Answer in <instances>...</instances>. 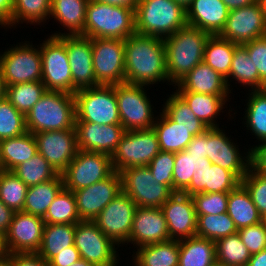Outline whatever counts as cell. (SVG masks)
<instances>
[{
	"label": "cell",
	"mask_w": 266,
	"mask_h": 266,
	"mask_svg": "<svg viewBox=\"0 0 266 266\" xmlns=\"http://www.w3.org/2000/svg\"><path fill=\"white\" fill-rule=\"evenodd\" d=\"M125 82L150 85L169 81L164 39L134 33L124 40Z\"/></svg>",
	"instance_id": "1"
},
{
	"label": "cell",
	"mask_w": 266,
	"mask_h": 266,
	"mask_svg": "<svg viewBox=\"0 0 266 266\" xmlns=\"http://www.w3.org/2000/svg\"><path fill=\"white\" fill-rule=\"evenodd\" d=\"M210 34L186 25L164 39L169 82L177 84L204 59V47Z\"/></svg>",
	"instance_id": "2"
},
{
	"label": "cell",
	"mask_w": 266,
	"mask_h": 266,
	"mask_svg": "<svg viewBox=\"0 0 266 266\" xmlns=\"http://www.w3.org/2000/svg\"><path fill=\"white\" fill-rule=\"evenodd\" d=\"M76 102L73 94L48 91L25 115L26 129L36 134L44 131L75 129Z\"/></svg>",
	"instance_id": "3"
},
{
	"label": "cell",
	"mask_w": 266,
	"mask_h": 266,
	"mask_svg": "<svg viewBox=\"0 0 266 266\" xmlns=\"http://www.w3.org/2000/svg\"><path fill=\"white\" fill-rule=\"evenodd\" d=\"M186 25V9L174 0H139L135 8L138 34L165 39Z\"/></svg>",
	"instance_id": "4"
},
{
	"label": "cell",
	"mask_w": 266,
	"mask_h": 266,
	"mask_svg": "<svg viewBox=\"0 0 266 266\" xmlns=\"http://www.w3.org/2000/svg\"><path fill=\"white\" fill-rule=\"evenodd\" d=\"M135 30V9L89 0L84 36L125 40Z\"/></svg>",
	"instance_id": "5"
},
{
	"label": "cell",
	"mask_w": 266,
	"mask_h": 266,
	"mask_svg": "<svg viewBox=\"0 0 266 266\" xmlns=\"http://www.w3.org/2000/svg\"><path fill=\"white\" fill-rule=\"evenodd\" d=\"M76 121L121 125L114 85H98L75 92Z\"/></svg>",
	"instance_id": "6"
},
{
	"label": "cell",
	"mask_w": 266,
	"mask_h": 266,
	"mask_svg": "<svg viewBox=\"0 0 266 266\" xmlns=\"http://www.w3.org/2000/svg\"><path fill=\"white\" fill-rule=\"evenodd\" d=\"M40 47L42 83L48 91L73 94V78L66 50V35L55 33Z\"/></svg>",
	"instance_id": "7"
},
{
	"label": "cell",
	"mask_w": 266,
	"mask_h": 266,
	"mask_svg": "<svg viewBox=\"0 0 266 266\" xmlns=\"http://www.w3.org/2000/svg\"><path fill=\"white\" fill-rule=\"evenodd\" d=\"M122 192L127 194L137 207L161 208L175 193L168 185L159 183L148 166L131 167L119 172Z\"/></svg>",
	"instance_id": "8"
},
{
	"label": "cell",
	"mask_w": 266,
	"mask_h": 266,
	"mask_svg": "<svg viewBox=\"0 0 266 266\" xmlns=\"http://www.w3.org/2000/svg\"><path fill=\"white\" fill-rule=\"evenodd\" d=\"M160 151L153 128L126 131L111 156L113 169L120 172L131 167L147 166Z\"/></svg>",
	"instance_id": "9"
},
{
	"label": "cell",
	"mask_w": 266,
	"mask_h": 266,
	"mask_svg": "<svg viewBox=\"0 0 266 266\" xmlns=\"http://www.w3.org/2000/svg\"><path fill=\"white\" fill-rule=\"evenodd\" d=\"M113 172L110 155L78 149L61 175L64 188L74 192L108 178Z\"/></svg>",
	"instance_id": "10"
},
{
	"label": "cell",
	"mask_w": 266,
	"mask_h": 266,
	"mask_svg": "<svg viewBox=\"0 0 266 266\" xmlns=\"http://www.w3.org/2000/svg\"><path fill=\"white\" fill-rule=\"evenodd\" d=\"M143 86L126 82L114 85L120 121L125 131L150 129L155 123Z\"/></svg>",
	"instance_id": "11"
},
{
	"label": "cell",
	"mask_w": 266,
	"mask_h": 266,
	"mask_svg": "<svg viewBox=\"0 0 266 266\" xmlns=\"http://www.w3.org/2000/svg\"><path fill=\"white\" fill-rule=\"evenodd\" d=\"M92 59L98 85H116L125 82L124 40L92 38Z\"/></svg>",
	"instance_id": "12"
},
{
	"label": "cell",
	"mask_w": 266,
	"mask_h": 266,
	"mask_svg": "<svg viewBox=\"0 0 266 266\" xmlns=\"http://www.w3.org/2000/svg\"><path fill=\"white\" fill-rule=\"evenodd\" d=\"M0 68L6 86L42 80V58L39 48L24 43L0 55Z\"/></svg>",
	"instance_id": "13"
},
{
	"label": "cell",
	"mask_w": 266,
	"mask_h": 266,
	"mask_svg": "<svg viewBox=\"0 0 266 266\" xmlns=\"http://www.w3.org/2000/svg\"><path fill=\"white\" fill-rule=\"evenodd\" d=\"M74 245L81 258L96 266H116L115 243L108 238L94 221L76 223Z\"/></svg>",
	"instance_id": "14"
},
{
	"label": "cell",
	"mask_w": 266,
	"mask_h": 266,
	"mask_svg": "<svg viewBox=\"0 0 266 266\" xmlns=\"http://www.w3.org/2000/svg\"><path fill=\"white\" fill-rule=\"evenodd\" d=\"M137 205L124 192L118 194L93 220L115 244L129 241Z\"/></svg>",
	"instance_id": "15"
},
{
	"label": "cell",
	"mask_w": 266,
	"mask_h": 266,
	"mask_svg": "<svg viewBox=\"0 0 266 266\" xmlns=\"http://www.w3.org/2000/svg\"><path fill=\"white\" fill-rule=\"evenodd\" d=\"M219 36L238 45L265 37L266 17L259 1L229 11L226 24Z\"/></svg>",
	"instance_id": "16"
},
{
	"label": "cell",
	"mask_w": 266,
	"mask_h": 266,
	"mask_svg": "<svg viewBox=\"0 0 266 266\" xmlns=\"http://www.w3.org/2000/svg\"><path fill=\"white\" fill-rule=\"evenodd\" d=\"M45 221L42 217L23 211L15 212L6 235L3 237L5 254L38 252Z\"/></svg>",
	"instance_id": "17"
},
{
	"label": "cell",
	"mask_w": 266,
	"mask_h": 266,
	"mask_svg": "<svg viewBox=\"0 0 266 266\" xmlns=\"http://www.w3.org/2000/svg\"><path fill=\"white\" fill-rule=\"evenodd\" d=\"M122 192L121 177L114 171L108 178L73 192L81 220L93 221Z\"/></svg>",
	"instance_id": "18"
},
{
	"label": "cell",
	"mask_w": 266,
	"mask_h": 266,
	"mask_svg": "<svg viewBox=\"0 0 266 266\" xmlns=\"http://www.w3.org/2000/svg\"><path fill=\"white\" fill-rule=\"evenodd\" d=\"M40 153L61 174L77 153L75 129L44 131L33 134Z\"/></svg>",
	"instance_id": "19"
},
{
	"label": "cell",
	"mask_w": 266,
	"mask_h": 266,
	"mask_svg": "<svg viewBox=\"0 0 266 266\" xmlns=\"http://www.w3.org/2000/svg\"><path fill=\"white\" fill-rule=\"evenodd\" d=\"M225 135L218 127L206 130V157L212 164L233 172L242 180L251 167V151L246 154L247 160L244 157L242 159L239 148Z\"/></svg>",
	"instance_id": "20"
},
{
	"label": "cell",
	"mask_w": 266,
	"mask_h": 266,
	"mask_svg": "<svg viewBox=\"0 0 266 266\" xmlns=\"http://www.w3.org/2000/svg\"><path fill=\"white\" fill-rule=\"evenodd\" d=\"M161 209L167 222L170 239L179 241L196 235L197 214L192 196L175 192Z\"/></svg>",
	"instance_id": "21"
},
{
	"label": "cell",
	"mask_w": 266,
	"mask_h": 266,
	"mask_svg": "<svg viewBox=\"0 0 266 266\" xmlns=\"http://www.w3.org/2000/svg\"><path fill=\"white\" fill-rule=\"evenodd\" d=\"M66 50L73 78V95L79 89L98 86L93 70L92 38L66 35Z\"/></svg>",
	"instance_id": "22"
},
{
	"label": "cell",
	"mask_w": 266,
	"mask_h": 266,
	"mask_svg": "<svg viewBox=\"0 0 266 266\" xmlns=\"http://www.w3.org/2000/svg\"><path fill=\"white\" fill-rule=\"evenodd\" d=\"M75 130L79 150L110 156L126 132L122 125H98L92 122H75Z\"/></svg>",
	"instance_id": "23"
},
{
	"label": "cell",
	"mask_w": 266,
	"mask_h": 266,
	"mask_svg": "<svg viewBox=\"0 0 266 266\" xmlns=\"http://www.w3.org/2000/svg\"><path fill=\"white\" fill-rule=\"evenodd\" d=\"M170 240L169 230L161 208L137 207L129 242L141 247Z\"/></svg>",
	"instance_id": "24"
},
{
	"label": "cell",
	"mask_w": 266,
	"mask_h": 266,
	"mask_svg": "<svg viewBox=\"0 0 266 266\" xmlns=\"http://www.w3.org/2000/svg\"><path fill=\"white\" fill-rule=\"evenodd\" d=\"M229 10L222 0H192L186 8L187 25L210 35H219L228 18Z\"/></svg>",
	"instance_id": "25"
},
{
	"label": "cell",
	"mask_w": 266,
	"mask_h": 266,
	"mask_svg": "<svg viewBox=\"0 0 266 266\" xmlns=\"http://www.w3.org/2000/svg\"><path fill=\"white\" fill-rule=\"evenodd\" d=\"M240 184L241 180L233 172L211 164L195 171L190 185L182 193L190 196L197 193H229Z\"/></svg>",
	"instance_id": "26"
},
{
	"label": "cell",
	"mask_w": 266,
	"mask_h": 266,
	"mask_svg": "<svg viewBox=\"0 0 266 266\" xmlns=\"http://www.w3.org/2000/svg\"><path fill=\"white\" fill-rule=\"evenodd\" d=\"M176 85L178 86L176 92H194L212 95H228L230 93L225 78L203 61Z\"/></svg>",
	"instance_id": "27"
},
{
	"label": "cell",
	"mask_w": 266,
	"mask_h": 266,
	"mask_svg": "<svg viewBox=\"0 0 266 266\" xmlns=\"http://www.w3.org/2000/svg\"><path fill=\"white\" fill-rule=\"evenodd\" d=\"M38 153L33 133L24 134L0 141V170L12 171L16 166Z\"/></svg>",
	"instance_id": "28"
},
{
	"label": "cell",
	"mask_w": 266,
	"mask_h": 266,
	"mask_svg": "<svg viewBox=\"0 0 266 266\" xmlns=\"http://www.w3.org/2000/svg\"><path fill=\"white\" fill-rule=\"evenodd\" d=\"M161 119L155 121L154 129L159 142L160 150L167 152H180L187 148V145L194 138V128H184L174 122L164 111Z\"/></svg>",
	"instance_id": "29"
},
{
	"label": "cell",
	"mask_w": 266,
	"mask_h": 266,
	"mask_svg": "<svg viewBox=\"0 0 266 266\" xmlns=\"http://www.w3.org/2000/svg\"><path fill=\"white\" fill-rule=\"evenodd\" d=\"M216 244L197 235L179 240L178 266H215Z\"/></svg>",
	"instance_id": "30"
},
{
	"label": "cell",
	"mask_w": 266,
	"mask_h": 266,
	"mask_svg": "<svg viewBox=\"0 0 266 266\" xmlns=\"http://www.w3.org/2000/svg\"><path fill=\"white\" fill-rule=\"evenodd\" d=\"M227 214L239 230L262 221V217L254 205L250 193L240 184L229 192Z\"/></svg>",
	"instance_id": "31"
},
{
	"label": "cell",
	"mask_w": 266,
	"mask_h": 266,
	"mask_svg": "<svg viewBox=\"0 0 266 266\" xmlns=\"http://www.w3.org/2000/svg\"><path fill=\"white\" fill-rule=\"evenodd\" d=\"M89 0H51L50 15L67 27L70 33L84 35L86 7Z\"/></svg>",
	"instance_id": "32"
},
{
	"label": "cell",
	"mask_w": 266,
	"mask_h": 266,
	"mask_svg": "<svg viewBox=\"0 0 266 266\" xmlns=\"http://www.w3.org/2000/svg\"><path fill=\"white\" fill-rule=\"evenodd\" d=\"M64 187L63 178L58 174L54 179L29 186L25 197L23 212L44 217L48 207Z\"/></svg>",
	"instance_id": "33"
},
{
	"label": "cell",
	"mask_w": 266,
	"mask_h": 266,
	"mask_svg": "<svg viewBox=\"0 0 266 266\" xmlns=\"http://www.w3.org/2000/svg\"><path fill=\"white\" fill-rule=\"evenodd\" d=\"M133 258L136 266H178L179 241L170 239L141 246Z\"/></svg>",
	"instance_id": "34"
},
{
	"label": "cell",
	"mask_w": 266,
	"mask_h": 266,
	"mask_svg": "<svg viewBox=\"0 0 266 266\" xmlns=\"http://www.w3.org/2000/svg\"><path fill=\"white\" fill-rule=\"evenodd\" d=\"M76 224H47L45 223L43 236L38 254L49 262L56 254L74 245Z\"/></svg>",
	"instance_id": "35"
},
{
	"label": "cell",
	"mask_w": 266,
	"mask_h": 266,
	"mask_svg": "<svg viewBox=\"0 0 266 266\" xmlns=\"http://www.w3.org/2000/svg\"><path fill=\"white\" fill-rule=\"evenodd\" d=\"M176 93L186 102L196 117L208 128H217L218 125L215 124L214 120L223 109V106L227 101V95H212L194 92Z\"/></svg>",
	"instance_id": "36"
},
{
	"label": "cell",
	"mask_w": 266,
	"mask_h": 266,
	"mask_svg": "<svg viewBox=\"0 0 266 266\" xmlns=\"http://www.w3.org/2000/svg\"><path fill=\"white\" fill-rule=\"evenodd\" d=\"M237 45L219 35H210L204 47L203 62L226 79L229 76L234 49Z\"/></svg>",
	"instance_id": "37"
},
{
	"label": "cell",
	"mask_w": 266,
	"mask_h": 266,
	"mask_svg": "<svg viewBox=\"0 0 266 266\" xmlns=\"http://www.w3.org/2000/svg\"><path fill=\"white\" fill-rule=\"evenodd\" d=\"M234 78L243 86H251L252 91L266 89V83L259 77L258 70L249 58L247 49L243 45H237L234 49L229 76L225 79L229 89V77ZM254 87V88H253Z\"/></svg>",
	"instance_id": "38"
},
{
	"label": "cell",
	"mask_w": 266,
	"mask_h": 266,
	"mask_svg": "<svg viewBox=\"0 0 266 266\" xmlns=\"http://www.w3.org/2000/svg\"><path fill=\"white\" fill-rule=\"evenodd\" d=\"M43 220L47 224H76L81 221L73 192L63 187L48 207Z\"/></svg>",
	"instance_id": "39"
},
{
	"label": "cell",
	"mask_w": 266,
	"mask_h": 266,
	"mask_svg": "<svg viewBox=\"0 0 266 266\" xmlns=\"http://www.w3.org/2000/svg\"><path fill=\"white\" fill-rule=\"evenodd\" d=\"M215 244L217 265L247 266L251 253L243 244L238 232L220 238Z\"/></svg>",
	"instance_id": "40"
},
{
	"label": "cell",
	"mask_w": 266,
	"mask_h": 266,
	"mask_svg": "<svg viewBox=\"0 0 266 266\" xmlns=\"http://www.w3.org/2000/svg\"><path fill=\"white\" fill-rule=\"evenodd\" d=\"M211 161L201 156L190 155L186 150L175 153L173 171V191L183 192L192 180L195 171L202 166H211Z\"/></svg>",
	"instance_id": "41"
},
{
	"label": "cell",
	"mask_w": 266,
	"mask_h": 266,
	"mask_svg": "<svg viewBox=\"0 0 266 266\" xmlns=\"http://www.w3.org/2000/svg\"><path fill=\"white\" fill-rule=\"evenodd\" d=\"M11 172L19 177L28 187L47 182L58 175L40 153L16 166Z\"/></svg>",
	"instance_id": "42"
},
{
	"label": "cell",
	"mask_w": 266,
	"mask_h": 266,
	"mask_svg": "<svg viewBox=\"0 0 266 266\" xmlns=\"http://www.w3.org/2000/svg\"><path fill=\"white\" fill-rule=\"evenodd\" d=\"M45 92L46 87L42 81L6 86V98L24 115L32 109Z\"/></svg>",
	"instance_id": "43"
},
{
	"label": "cell",
	"mask_w": 266,
	"mask_h": 266,
	"mask_svg": "<svg viewBox=\"0 0 266 266\" xmlns=\"http://www.w3.org/2000/svg\"><path fill=\"white\" fill-rule=\"evenodd\" d=\"M234 221L226 213L197 215L196 235L216 242L220 238L237 233Z\"/></svg>",
	"instance_id": "44"
},
{
	"label": "cell",
	"mask_w": 266,
	"mask_h": 266,
	"mask_svg": "<svg viewBox=\"0 0 266 266\" xmlns=\"http://www.w3.org/2000/svg\"><path fill=\"white\" fill-rule=\"evenodd\" d=\"M28 186L13 172L0 170V200L14 212L23 211Z\"/></svg>",
	"instance_id": "45"
},
{
	"label": "cell",
	"mask_w": 266,
	"mask_h": 266,
	"mask_svg": "<svg viewBox=\"0 0 266 266\" xmlns=\"http://www.w3.org/2000/svg\"><path fill=\"white\" fill-rule=\"evenodd\" d=\"M163 111L180 126L194 128V136L202 134L208 129L176 92L166 100Z\"/></svg>",
	"instance_id": "46"
},
{
	"label": "cell",
	"mask_w": 266,
	"mask_h": 266,
	"mask_svg": "<svg viewBox=\"0 0 266 266\" xmlns=\"http://www.w3.org/2000/svg\"><path fill=\"white\" fill-rule=\"evenodd\" d=\"M251 93L245 111L246 125L263 142L266 140V89Z\"/></svg>",
	"instance_id": "47"
},
{
	"label": "cell",
	"mask_w": 266,
	"mask_h": 266,
	"mask_svg": "<svg viewBox=\"0 0 266 266\" xmlns=\"http://www.w3.org/2000/svg\"><path fill=\"white\" fill-rule=\"evenodd\" d=\"M27 132L25 115L7 99L0 100V141Z\"/></svg>",
	"instance_id": "48"
},
{
	"label": "cell",
	"mask_w": 266,
	"mask_h": 266,
	"mask_svg": "<svg viewBox=\"0 0 266 266\" xmlns=\"http://www.w3.org/2000/svg\"><path fill=\"white\" fill-rule=\"evenodd\" d=\"M51 0H14L12 25L22 20L41 23L50 17Z\"/></svg>",
	"instance_id": "49"
},
{
	"label": "cell",
	"mask_w": 266,
	"mask_h": 266,
	"mask_svg": "<svg viewBox=\"0 0 266 266\" xmlns=\"http://www.w3.org/2000/svg\"><path fill=\"white\" fill-rule=\"evenodd\" d=\"M229 193H197L192 196L197 215H216L227 212Z\"/></svg>",
	"instance_id": "50"
},
{
	"label": "cell",
	"mask_w": 266,
	"mask_h": 266,
	"mask_svg": "<svg viewBox=\"0 0 266 266\" xmlns=\"http://www.w3.org/2000/svg\"><path fill=\"white\" fill-rule=\"evenodd\" d=\"M241 184L250 193L254 205L262 215L266 211V177L250 167Z\"/></svg>",
	"instance_id": "51"
},
{
	"label": "cell",
	"mask_w": 266,
	"mask_h": 266,
	"mask_svg": "<svg viewBox=\"0 0 266 266\" xmlns=\"http://www.w3.org/2000/svg\"><path fill=\"white\" fill-rule=\"evenodd\" d=\"M174 161L175 153L160 151L147 165L152 172L153 177H156L159 180V183L168 185L172 190Z\"/></svg>",
	"instance_id": "52"
},
{
	"label": "cell",
	"mask_w": 266,
	"mask_h": 266,
	"mask_svg": "<svg viewBox=\"0 0 266 266\" xmlns=\"http://www.w3.org/2000/svg\"><path fill=\"white\" fill-rule=\"evenodd\" d=\"M238 234L251 255L266 249V224L262 221L239 229Z\"/></svg>",
	"instance_id": "53"
},
{
	"label": "cell",
	"mask_w": 266,
	"mask_h": 266,
	"mask_svg": "<svg viewBox=\"0 0 266 266\" xmlns=\"http://www.w3.org/2000/svg\"><path fill=\"white\" fill-rule=\"evenodd\" d=\"M256 66L259 77L266 83V36L242 44Z\"/></svg>",
	"instance_id": "54"
},
{
	"label": "cell",
	"mask_w": 266,
	"mask_h": 266,
	"mask_svg": "<svg viewBox=\"0 0 266 266\" xmlns=\"http://www.w3.org/2000/svg\"><path fill=\"white\" fill-rule=\"evenodd\" d=\"M12 266H50L37 252L8 254Z\"/></svg>",
	"instance_id": "55"
},
{
	"label": "cell",
	"mask_w": 266,
	"mask_h": 266,
	"mask_svg": "<svg viewBox=\"0 0 266 266\" xmlns=\"http://www.w3.org/2000/svg\"><path fill=\"white\" fill-rule=\"evenodd\" d=\"M81 259L80 253L75 245L66 247V250L56 254L50 261V266H70Z\"/></svg>",
	"instance_id": "56"
},
{
	"label": "cell",
	"mask_w": 266,
	"mask_h": 266,
	"mask_svg": "<svg viewBox=\"0 0 266 266\" xmlns=\"http://www.w3.org/2000/svg\"><path fill=\"white\" fill-rule=\"evenodd\" d=\"M251 167L266 177V140L251 148Z\"/></svg>",
	"instance_id": "57"
},
{
	"label": "cell",
	"mask_w": 266,
	"mask_h": 266,
	"mask_svg": "<svg viewBox=\"0 0 266 266\" xmlns=\"http://www.w3.org/2000/svg\"><path fill=\"white\" fill-rule=\"evenodd\" d=\"M185 150L190 155L201 156V158L206 157V131L194 136Z\"/></svg>",
	"instance_id": "58"
},
{
	"label": "cell",
	"mask_w": 266,
	"mask_h": 266,
	"mask_svg": "<svg viewBox=\"0 0 266 266\" xmlns=\"http://www.w3.org/2000/svg\"><path fill=\"white\" fill-rule=\"evenodd\" d=\"M14 211L0 200V236L3 238L12 222Z\"/></svg>",
	"instance_id": "59"
},
{
	"label": "cell",
	"mask_w": 266,
	"mask_h": 266,
	"mask_svg": "<svg viewBox=\"0 0 266 266\" xmlns=\"http://www.w3.org/2000/svg\"><path fill=\"white\" fill-rule=\"evenodd\" d=\"M14 0H0V25L12 26Z\"/></svg>",
	"instance_id": "60"
},
{
	"label": "cell",
	"mask_w": 266,
	"mask_h": 266,
	"mask_svg": "<svg viewBox=\"0 0 266 266\" xmlns=\"http://www.w3.org/2000/svg\"><path fill=\"white\" fill-rule=\"evenodd\" d=\"M222 1L225 3L229 11L246 7L255 2H258V0H222Z\"/></svg>",
	"instance_id": "61"
},
{
	"label": "cell",
	"mask_w": 266,
	"mask_h": 266,
	"mask_svg": "<svg viewBox=\"0 0 266 266\" xmlns=\"http://www.w3.org/2000/svg\"><path fill=\"white\" fill-rule=\"evenodd\" d=\"M247 266H266V249L257 254L251 255Z\"/></svg>",
	"instance_id": "62"
},
{
	"label": "cell",
	"mask_w": 266,
	"mask_h": 266,
	"mask_svg": "<svg viewBox=\"0 0 266 266\" xmlns=\"http://www.w3.org/2000/svg\"><path fill=\"white\" fill-rule=\"evenodd\" d=\"M96 2H102L109 5L123 6L135 9L139 0H94Z\"/></svg>",
	"instance_id": "63"
},
{
	"label": "cell",
	"mask_w": 266,
	"mask_h": 266,
	"mask_svg": "<svg viewBox=\"0 0 266 266\" xmlns=\"http://www.w3.org/2000/svg\"><path fill=\"white\" fill-rule=\"evenodd\" d=\"M6 98V84L0 68V100Z\"/></svg>",
	"instance_id": "64"
},
{
	"label": "cell",
	"mask_w": 266,
	"mask_h": 266,
	"mask_svg": "<svg viewBox=\"0 0 266 266\" xmlns=\"http://www.w3.org/2000/svg\"><path fill=\"white\" fill-rule=\"evenodd\" d=\"M0 266H12L10 257L8 254H4L0 257Z\"/></svg>",
	"instance_id": "65"
},
{
	"label": "cell",
	"mask_w": 266,
	"mask_h": 266,
	"mask_svg": "<svg viewBox=\"0 0 266 266\" xmlns=\"http://www.w3.org/2000/svg\"><path fill=\"white\" fill-rule=\"evenodd\" d=\"M70 266H96V265H94V264L88 262L87 260H84L83 258H81Z\"/></svg>",
	"instance_id": "66"
},
{
	"label": "cell",
	"mask_w": 266,
	"mask_h": 266,
	"mask_svg": "<svg viewBox=\"0 0 266 266\" xmlns=\"http://www.w3.org/2000/svg\"><path fill=\"white\" fill-rule=\"evenodd\" d=\"M176 3L182 5L185 9L191 4L192 0H174Z\"/></svg>",
	"instance_id": "67"
},
{
	"label": "cell",
	"mask_w": 266,
	"mask_h": 266,
	"mask_svg": "<svg viewBox=\"0 0 266 266\" xmlns=\"http://www.w3.org/2000/svg\"><path fill=\"white\" fill-rule=\"evenodd\" d=\"M260 5H261V9L263 11V13L265 14L266 17V0H258Z\"/></svg>",
	"instance_id": "68"
},
{
	"label": "cell",
	"mask_w": 266,
	"mask_h": 266,
	"mask_svg": "<svg viewBox=\"0 0 266 266\" xmlns=\"http://www.w3.org/2000/svg\"><path fill=\"white\" fill-rule=\"evenodd\" d=\"M5 254L4 248H3V238L0 236V257Z\"/></svg>",
	"instance_id": "69"
},
{
	"label": "cell",
	"mask_w": 266,
	"mask_h": 266,
	"mask_svg": "<svg viewBox=\"0 0 266 266\" xmlns=\"http://www.w3.org/2000/svg\"><path fill=\"white\" fill-rule=\"evenodd\" d=\"M262 222L266 224V211L261 215Z\"/></svg>",
	"instance_id": "70"
}]
</instances>
